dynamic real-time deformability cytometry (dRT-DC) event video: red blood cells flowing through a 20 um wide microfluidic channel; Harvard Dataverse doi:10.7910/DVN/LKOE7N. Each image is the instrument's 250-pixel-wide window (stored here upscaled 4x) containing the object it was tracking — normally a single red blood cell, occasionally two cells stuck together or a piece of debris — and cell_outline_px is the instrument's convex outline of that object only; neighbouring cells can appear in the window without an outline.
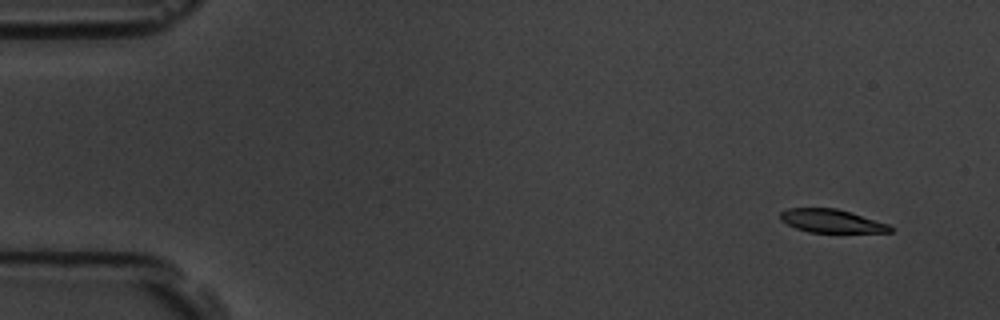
{"species": "common noctule bat (a hibernating species)", "species_latin": "Nyctalus noctula", "temperature_condition": "room temperature", "stored_images_in_passage": 4, "camera_frame_rate_fps": 3000, "um_per_image_px": 0.085, "animal": {"sex": "male", "body_mass_g": 19.5, "forearm_length_mm": 54.6}, "frame": {"image": 1, "passage_image": 1, "time_ms": 0.0, "image_size_px": [1000, 320], "cell_outline_px": [[892, 232], [808, 232], [796, 228], [780, 220], [780, 212], [788, 208], [836, 208], [852, 212], [888, 224], [892, 228]], "centroid_in_image_um": [70.66, 18.77], "position_along_channel_um": 14.3, "area_um2": 14.85}}